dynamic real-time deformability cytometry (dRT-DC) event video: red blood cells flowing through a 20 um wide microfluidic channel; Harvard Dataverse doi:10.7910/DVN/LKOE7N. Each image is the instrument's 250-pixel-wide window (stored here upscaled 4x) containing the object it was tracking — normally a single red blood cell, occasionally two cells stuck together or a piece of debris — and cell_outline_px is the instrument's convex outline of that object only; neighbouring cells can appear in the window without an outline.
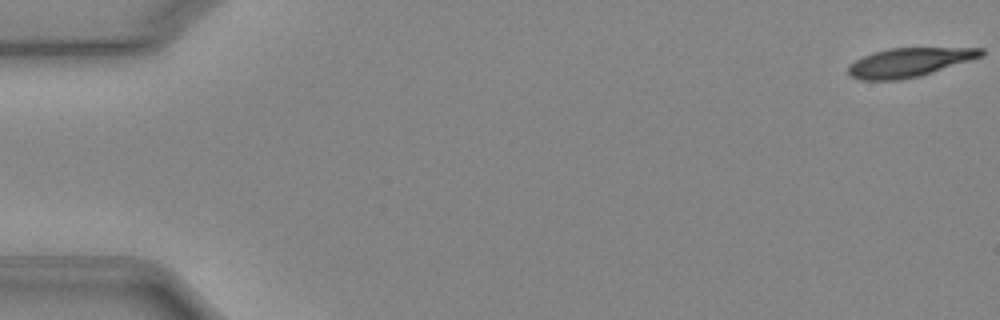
{"species": "Egyptian fruit bat (a non-hibernating species)", "species_latin": "Rousettus aegyptiacus", "temperature_condition": "cold", "stored_images_in_passage": 52, "camera_frame_rate_fps": 3000, "um_per_image_px": 0.085, "animal": {"sex": "female"}, "frame": {"image": 1, "passage_image": 1, "time_ms": 0.0, "image_size_px": [1000, 320], "cell_outline_px": [[984, 56], [972, 60], [920, 76], [900, 80], [860, 80], [848, 76], [848, 64], [872, 52], [888, 48], [984, 48]], "centroid_in_image_um": [77.27, 5.3], "position_along_channel_um": 7.7, "area_um2": 22.6}}
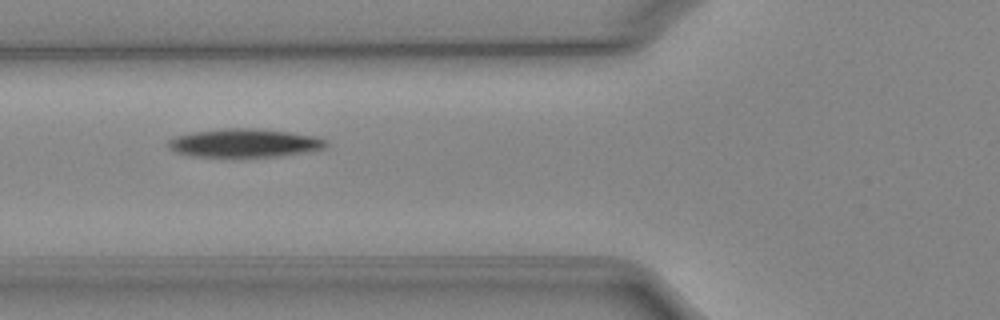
{"frame": {"image": 2, "passage_image": 20, "time_ms": 6.333, "image_size_px": [1000, 320], "cell_outline_px": [[328, 144], [324, 148], [276, 156], [192, 156], [176, 152], [168, 148], [168, 140], [176, 136], [192, 132], [224, 128], [252, 128], [288, 132], [312, 136], [328, 140]], "centroid_in_image_um": [20.72, 12.14], "position_along_channel_um": 105.1, "area_um2": 25.66}}
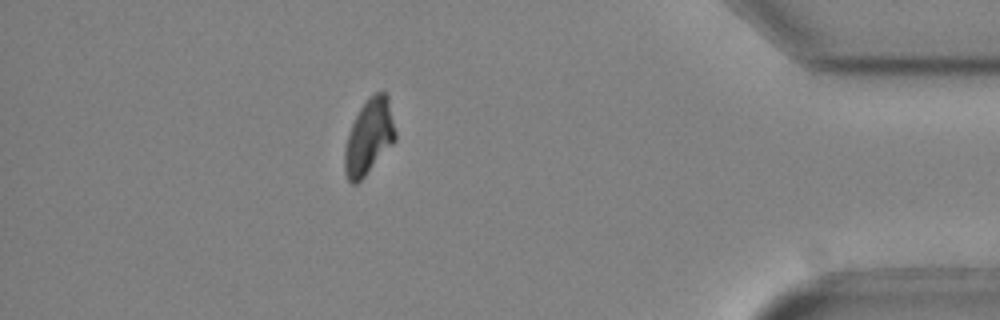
{"frame": {"image": 3, "passage_image": 46, "time_ms": 15.0, "image_size_px": [1000, 320], "cell_outline_px": [[396, 140], [364, 176], [356, 184], [352, 184], [348, 180], [344, 172], [344, 148], [348, 132], [360, 108], [368, 96], [376, 92], [388, 92], [396, 132]], "centroid_in_image_um": [31.37, 11.59], "position_along_channel_um": 403.8, "area_um2": 22.37}, "authors_computed_cell_mechanics": {"area_um2": 24.3338, "velocity_mm_per_s": 3.9222, "shape_relaxation_time_tau1_ms": 3.3745, "shape_relaxation_time_tau2_ms": null, "deformation_change_tau1": 0.113, "deformation_change_tau2": null}}